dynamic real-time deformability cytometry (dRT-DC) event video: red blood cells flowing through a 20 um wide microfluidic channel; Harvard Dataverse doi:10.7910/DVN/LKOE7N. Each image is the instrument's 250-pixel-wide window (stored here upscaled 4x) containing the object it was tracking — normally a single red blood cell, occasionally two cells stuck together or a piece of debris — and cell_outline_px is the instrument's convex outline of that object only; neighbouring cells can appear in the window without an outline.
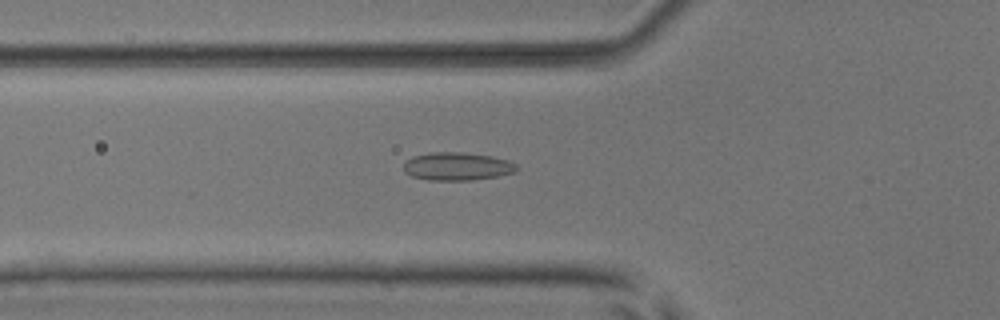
{"species": "common noctule bat (a hibernating species)", "species_latin": "Nyctalus noctula", "temperature_condition": "room temperature", "stored_images_in_passage": 52, "camera_frame_rate_fps": 3000, "um_per_image_px": 0.085, "animal": {"sex": "male", "body_mass_g": 17.9, "forearm_length_mm": 54.2}, "frame": {"image": 1, "passage_image": 18, "time_ms": 5.667, "image_size_px": [1000, 320], "cell_outline_px": [[520, 168], [512, 172], [496, 176], [472, 180], [428, 180], [412, 176], [404, 172], [404, 160], [412, 156], [432, 152], [464, 152], [492, 156], [508, 160], [516, 164]], "centroid_in_image_um": [38.83, 14.13], "position_along_channel_um": 87.0, "area_um2": 18.55}}
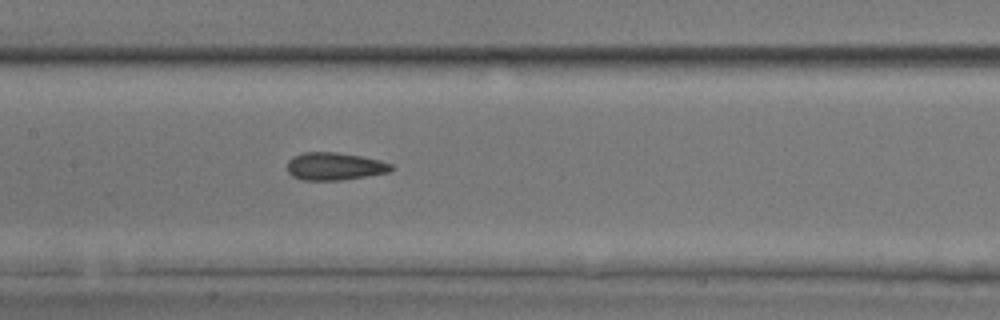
{"frame": {"image": 2, "passage_image": 25, "time_ms": 8.0, "image_size_px": [1000, 320], "cell_outline_px": [[392, 168], [388, 172], [340, 180], [304, 180], [292, 176], [288, 172], [288, 160], [292, 156], [304, 152], [336, 152], [360, 156], [380, 160], [392, 164]], "centroid_in_image_um": [28.4, 14.13], "position_along_channel_um": 179.0, "area_um2": 16.59}}
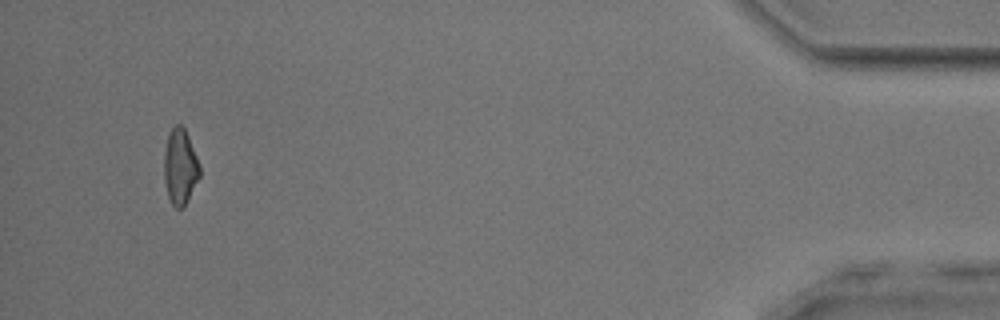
{"frame": {"image": 3, "passage_image": 49, "time_ms": 16.0, "image_size_px": [1000, 320], "cell_outline_px": [[200, 176], [184, 208], [176, 208], [172, 204], [168, 196], [164, 180], [164, 152], [168, 136], [172, 128], [176, 124], [180, 124], [184, 128], [188, 136], [200, 164]], "centroid_in_image_um": [15.32, 14.19], "position_along_channel_um": 419.9, "area_um2": 15.72}, "authors_computed_cell_mechanics": {"area_um2": 16.5886, "velocity_mm_per_s": 3.9375, "shape_relaxation_time_tau1_ms": null, "shape_relaxation_time_tau2_ms": 2.2384, "deformation_change_tau1": null, "deformation_change_tau2": 0.088}}